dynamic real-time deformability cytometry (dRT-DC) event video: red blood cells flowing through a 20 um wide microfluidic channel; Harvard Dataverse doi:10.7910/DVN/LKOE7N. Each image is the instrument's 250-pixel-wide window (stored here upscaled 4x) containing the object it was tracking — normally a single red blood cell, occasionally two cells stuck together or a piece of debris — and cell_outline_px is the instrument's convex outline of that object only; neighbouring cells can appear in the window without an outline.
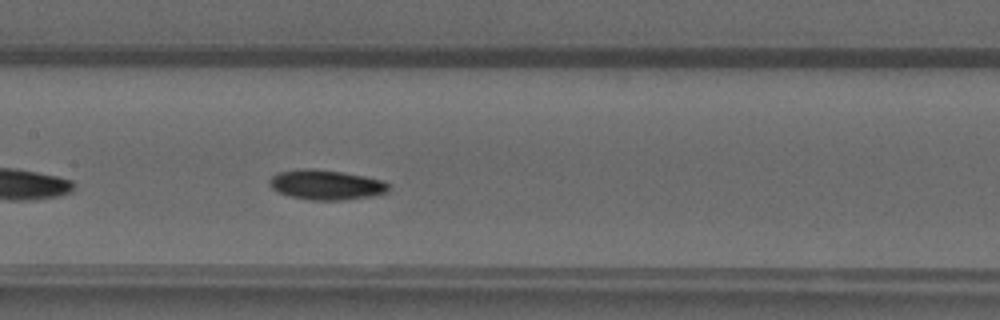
{"species": "common noctule bat (a hibernating species)", "species_latin": "Nyctalus noctula", "temperature_condition": "warm", "stored_images_in_passage": 34, "camera_frame_rate_fps": 3000, "um_per_image_px": 0.085, "animal": {"sex": "male", "forearm_length_mm": 52.5}, "frame": {"image": 1, "passage_image": 10, "time_ms": 3.0, "image_size_px": [1000, 320], "cell_outline_px": [[388, 192], [372, 196], [344, 200], [308, 200], [292, 196], [280, 192], [272, 188], [268, 184], [268, 180], [272, 176], [280, 172], [300, 168], [312, 168], [340, 172], [364, 176], [384, 180], [388, 184]], "centroid_in_image_um": [27.72, 15.7], "position_along_channel_um": 179.7, "area_um2": 20.69}}
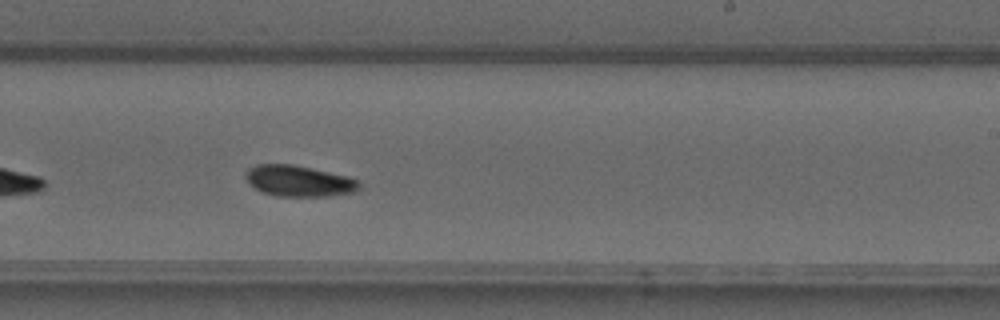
{"frame": {"image": 2, "passage_image": 16, "time_ms": 5.0, "image_size_px": [1000, 320], "cell_outline_px": [[360, 188], [356, 192], [328, 196], [276, 196], [264, 192], [248, 184], [244, 176], [244, 172], [248, 168], [256, 164], [292, 164], [312, 168], [348, 176], [360, 180]], "centroid_in_image_um": [25.4, 15.37], "position_along_channel_um": 263.6, "area_um2": 20.81}}
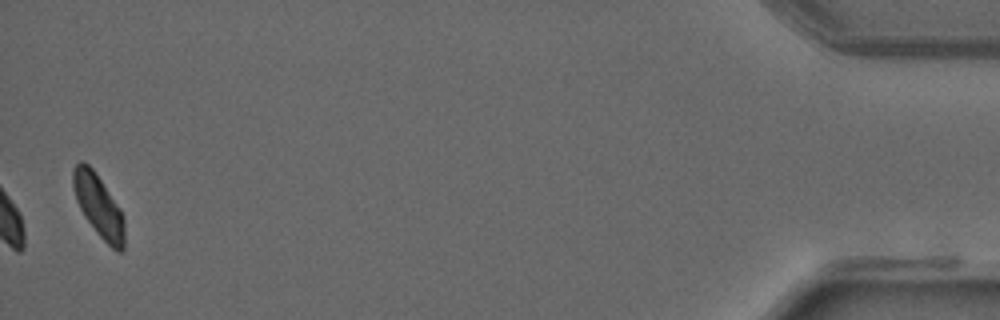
{"frame": {"image": 3, "passage_image": 34, "time_ms": 11.0, "image_size_px": [1000, 320], "cell_outline_px": [[124, 248], [120, 252], [116, 252], [96, 232], [84, 216], [76, 200], [72, 188], [72, 168], [80, 160], [84, 160], [96, 172], [120, 208], [124, 216]], "centroid_in_image_um": [8.36, 17.46], "position_along_channel_um": 426.8, "area_um2": 18.96}}